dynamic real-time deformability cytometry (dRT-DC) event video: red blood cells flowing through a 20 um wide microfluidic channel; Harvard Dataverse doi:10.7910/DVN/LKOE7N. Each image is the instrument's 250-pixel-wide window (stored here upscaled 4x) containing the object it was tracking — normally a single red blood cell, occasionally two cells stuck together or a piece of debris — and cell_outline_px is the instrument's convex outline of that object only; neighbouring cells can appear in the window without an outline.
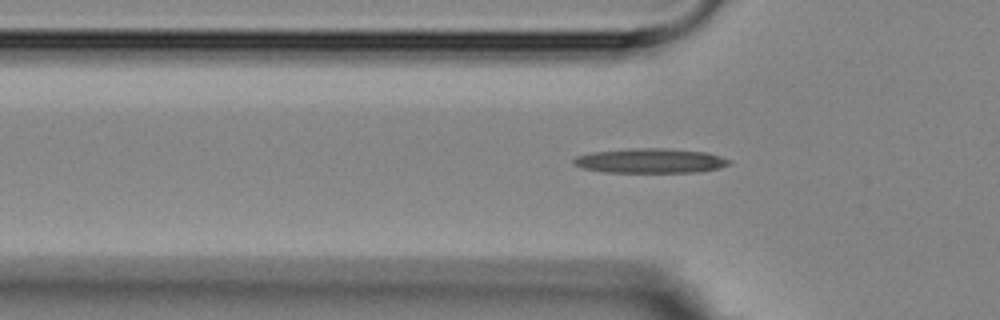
{"species": "Egyptian fruit bat (a non-hibernating species)", "species_latin": "Rousettus aegyptiacus", "temperature_condition": "room temperature", "stored_images_in_passage": 5, "segment_of_instrument_passage": [2, 2], "camera_frame_rate_fps": 3000, "um_per_image_px": 0.085, "animal": {"sex": "female"}, "frame": {"image": 1, "passage_image": 5, "time_ms": 4.667, "image_size_px": [1000, 320], "cell_outline_px": [[732, 164], [720, 168], [696, 172], [608, 172], [584, 168], [572, 164], [572, 160], [576, 156], [592, 152], [636, 148], [664, 148], [708, 152], [732, 160]], "centroid_in_image_um": [55.33, 13.66], "position_along_channel_um": 70.5, "area_um2": 22.37}}